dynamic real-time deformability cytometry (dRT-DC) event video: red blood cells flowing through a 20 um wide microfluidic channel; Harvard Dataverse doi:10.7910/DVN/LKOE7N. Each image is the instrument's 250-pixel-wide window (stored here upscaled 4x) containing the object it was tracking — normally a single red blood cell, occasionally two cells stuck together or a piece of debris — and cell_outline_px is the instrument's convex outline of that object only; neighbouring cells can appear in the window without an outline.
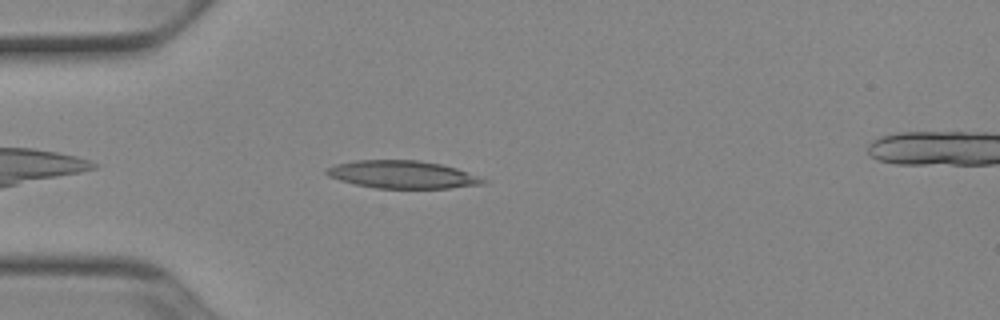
{"species": "Egyptian fruit bat (a non-hibernating species)", "species_latin": "Rousettus aegyptiacus", "temperature_condition": "cold", "stored_images_in_passage": 35, "camera_frame_rate_fps": 3000, "um_per_image_px": 0.085, "animal": {"sex": "female"}, "frame": {"image": 1, "passage_image": 4, "time_ms": 1.0, "image_size_px": [1000, 320], "cell_outline_px": [[488, 180], [484, 184], [448, 188], [376, 188], [356, 184], [340, 180], [328, 176], [324, 172], [328, 168], [336, 164], [356, 160], [420, 160], [440, 164], [456, 168]], "centroid_in_image_um": [34.2, 14.83], "position_along_channel_um": 50.8, "area_um2": 25.09}}
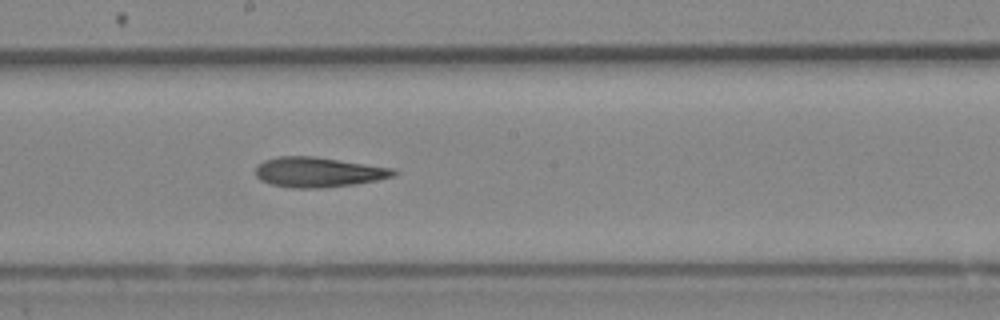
{"frame": {"image": 2, "passage_image": 18, "time_ms": 5.667, "image_size_px": [1000, 320], "cell_outline_px": [[400, 172], [396, 176], [380, 180], [356, 184], [324, 188], [292, 188], [272, 184], [260, 180], [256, 176], [256, 164], [264, 160], [276, 156], [316, 156], [396, 168]], "centroid_in_image_um": [27.12, 14.63], "position_along_channel_um": 221.1, "area_um2": 24.74}}
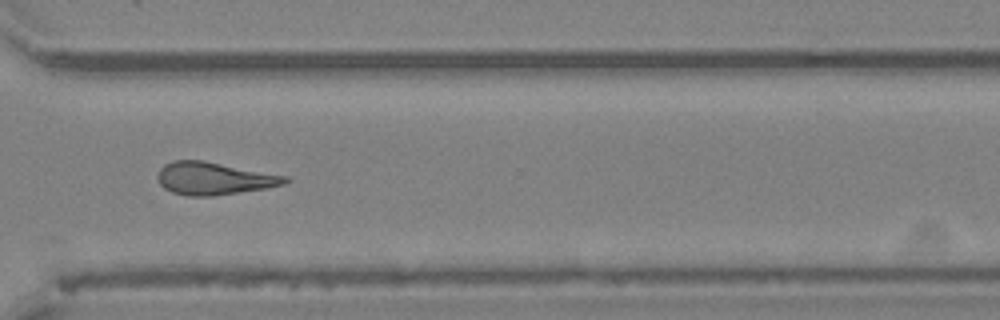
{"frame": {"image": 3, "passage_image": 28, "time_ms": 9.0, "image_size_px": [1000, 320], "cell_outline_px": [[292, 180], [284, 184], [268, 188], [212, 196], [188, 196], [172, 192], [164, 188], [160, 184], [156, 176], [160, 168], [164, 164], [172, 160], [204, 160], [288, 176]], "centroid_in_image_um": [18.19, 15.16], "position_along_channel_um": 352.4, "area_um2": 24.45}}